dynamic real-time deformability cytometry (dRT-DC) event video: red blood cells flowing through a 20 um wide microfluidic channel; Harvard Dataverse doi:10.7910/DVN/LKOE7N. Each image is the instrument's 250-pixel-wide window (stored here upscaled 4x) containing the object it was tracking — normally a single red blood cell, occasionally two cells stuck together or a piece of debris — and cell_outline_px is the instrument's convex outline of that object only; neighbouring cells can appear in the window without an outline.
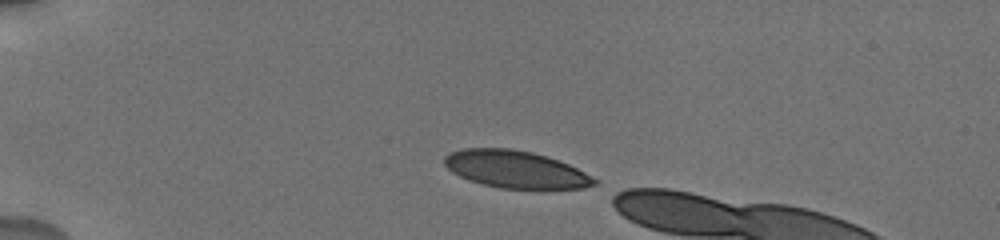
{"species": "human", "species_latin": "Homo sapiens", "temperature_condition": "cold", "stored_images_in_passage": 35, "camera_frame_rate_fps": 3000, "um_per_image_px": 0.085, "donor": {"sex": "male"}, "frame": {"image": 1, "passage_image": 1, "time_ms": 0.0, "image_size_px": [1000, 240], "cell_outline_px": [[600, 180], [596, 184], [584, 188], [500, 188], [468, 180], [452, 172], [444, 164], [444, 156], [448, 152], [464, 148], [512, 148], [532, 152], [568, 164]], "centroid_in_image_um": [43.79, 14.38], "position_along_channel_um": 41.2, "area_um2": 32.43}}
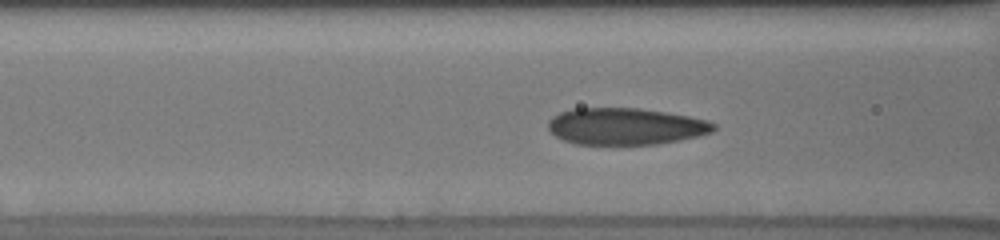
{"frame": {"image": 2, "passage_image": 13, "time_ms": 3.333, "image_size_px": [1000, 240], "cell_outline_px": [[716, 128], [712, 132], [680, 140], [656, 144], [576, 144], [564, 140], [556, 136], [548, 128], [548, 120], [552, 116], [560, 112], [572, 108], [640, 108], [688, 116], [708, 120], [716, 124]], "centroid_in_image_um": [53.16, 10.73], "position_along_channel_um": 113.4, "area_um2": 35.43}}
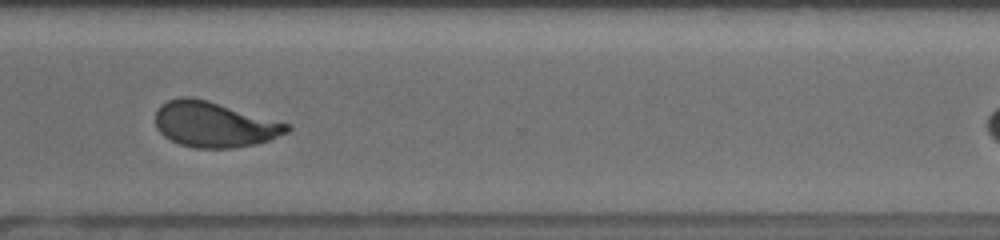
{"frame": {"image": 3, "passage_image": 29, "time_ms": 9.667, "image_size_px": [1000, 240], "cell_outline_px": [[292, 128], [288, 132], [268, 140], [256, 144], [232, 148], [196, 148], [180, 144], [164, 136], [156, 128], [156, 108], [160, 104], [168, 100], [180, 96], [192, 96], [208, 100], [292, 124]], "centroid_in_image_um": [18.22, 10.56], "position_along_channel_um": 352.4, "area_um2": 35.14}}